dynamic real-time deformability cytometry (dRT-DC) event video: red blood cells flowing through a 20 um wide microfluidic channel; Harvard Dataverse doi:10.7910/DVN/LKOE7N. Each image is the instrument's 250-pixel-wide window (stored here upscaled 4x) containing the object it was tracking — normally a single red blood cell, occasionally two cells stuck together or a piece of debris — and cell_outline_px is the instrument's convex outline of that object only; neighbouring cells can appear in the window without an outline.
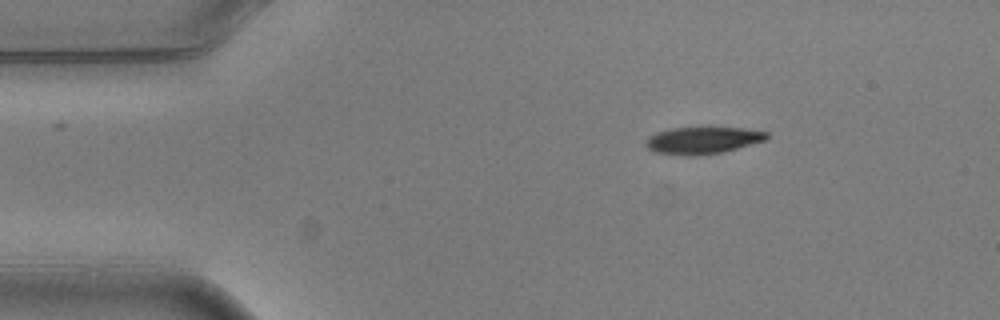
{"species": "common noctule bat (a hibernating species)", "species_latin": "Nyctalus noctula", "temperature_condition": "warm", "stored_images_in_passage": 4, "camera_frame_rate_fps": 3000, "um_per_image_px": 0.085, "animal": {"sex": "male", "body_mass_g": 20.5, "forearm_length_mm": 52.5}, "frame": {"image": 1, "passage_image": 4, "time_ms": 1.0, "image_size_px": [1000, 320], "cell_outline_px": [[768, 140], [724, 152], [696, 156], [684, 156], [656, 152], [648, 148], [644, 144], [648, 136], [656, 132], [668, 128], [708, 124], [744, 128], [768, 132]], "centroid_in_image_um": [59.75, 11.87], "position_along_channel_um": 25.2, "area_um2": 20.35}}